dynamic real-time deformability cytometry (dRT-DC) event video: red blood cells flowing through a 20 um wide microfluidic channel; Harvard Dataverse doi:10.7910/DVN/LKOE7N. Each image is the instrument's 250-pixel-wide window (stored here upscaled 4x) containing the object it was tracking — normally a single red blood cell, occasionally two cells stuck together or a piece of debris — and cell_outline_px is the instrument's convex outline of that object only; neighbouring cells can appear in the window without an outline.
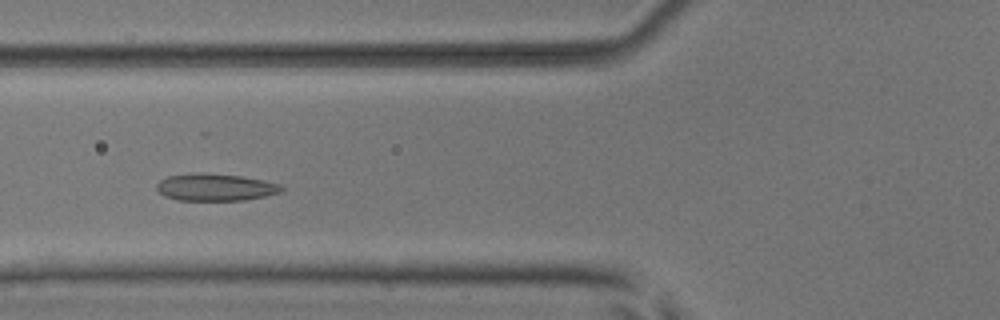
{"species": "common noctule bat (a hibernating species)", "species_latin": "Nyctalus noctula", "temperature_condition": "room temperature", "stored_images_in_passage": 34, "camera_frame_rate_fps": 3000, "um_per_image_px": 0.085, "animal": {"sex": "male", "body_mass_g": 17.9, "forearm_length_mm": 54.2}, "frame": {"image": 1, "passage_image": 11, "time_ms": 3.333, "image_size_px": [1000, 320], "cell_outline_px": [[284, 188], [280, 192], [264, 196], [244, 200], [176, 200], [164, 196], [156, 188], [156, 184], [160, 180], [168, 176], [240, 176], [280, 184]], "centroid_in_image_um": [18.32, 15.98], "position_along_channel_um": 107.5, "area_um2": 18.55}}
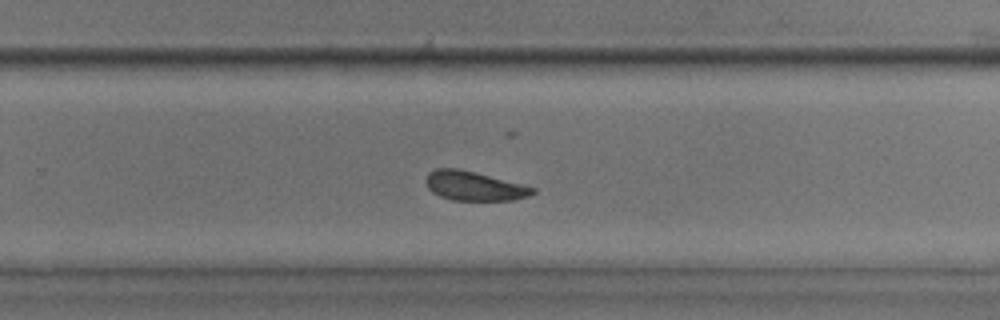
{"frame": {"image": 2, "passage_image": 25, "time_ms": 8.0, "image_size_px": [1000, 320], "cell_outline_px": [[536, 192], [528, 196], [512, 200], [452, 200], [440, 196], [432, 192], [428, 188], [424, 180], [428, 172], [436, 168], [460, 168], [476, 172], [536, 188]], "centroid_in_image_um": [40.26, 15.8], "position_along_channel_um": 289.5, "area_um2": 18.26}}
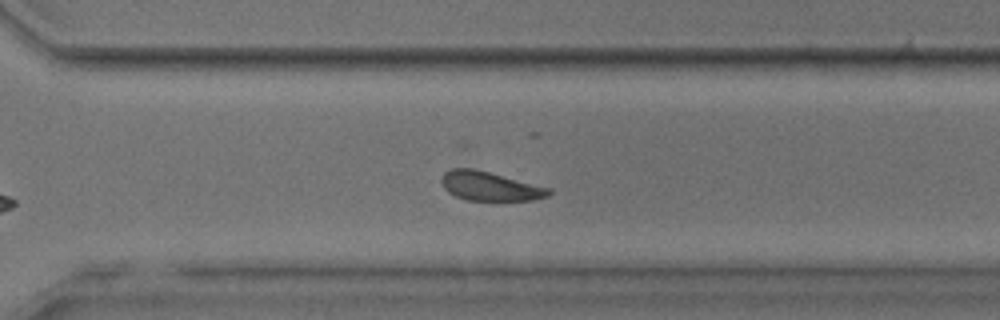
{"frame": {"image": 3, "passage_image": 28, "time_ms": 9.0, "image_size_px": [1000, 320], "cell_outline_px": [[552, 192], [548, 196], [532, 200], [468, 200], [456, 196], [448, 192], [444, 188], [440, 180], [444, 172], [452, 168], [472, 168], [552, 188]], "centroid_in_image_um": [41.64, 15.82], "position_along_channel_um": 329.0, "area_um2": 18.09}, "authors_computed_cell_mechanics": {"area_um2": 18.9584, "velocity_mm_per_s": 3.9143, "shape_relaxation_time_tau1_ms": null, "shape_relaxation_time_tau2_ms": 1.5749, "deformation_change_tau1": null, "deformation_change_tau2": 0.0847}}